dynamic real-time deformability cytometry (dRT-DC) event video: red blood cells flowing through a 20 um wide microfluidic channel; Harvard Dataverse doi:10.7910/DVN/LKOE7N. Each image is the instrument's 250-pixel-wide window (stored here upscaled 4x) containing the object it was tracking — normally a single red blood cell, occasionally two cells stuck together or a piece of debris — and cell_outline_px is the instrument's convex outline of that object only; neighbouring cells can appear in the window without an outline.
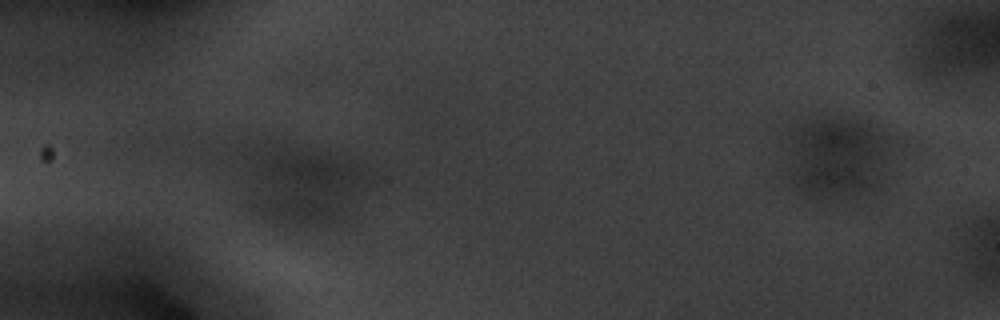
{"species": "common noctule bat (a hibernating species)", "species_latin": "Nyctalus noctula", "temperature_condition": "warm", "stored_images_in_passage": 12, "camera_frame_rate_fps": 3000, "um_per_image_px": 0.085, "animal": {"sex": "male", "body_mass_g": 20.1, "forearm_length_mm": 53.5}, "frame": {"image": 1, "passage_image": 9, "time_ms": 2.667, "image_size_px": [1000, 320], "cell_outline_px": [[344, 176], [328, 212], [312, 216], [276, 216], [260, 212], [252, 204], [260, 172], [272, 160], [280, 156], [316, 156], [336, 164], [340, 168]], "centroid_in_image_um": [25.28, 15.85], "position_along_channel_um": 59.7, "area_um2": 32.25}}
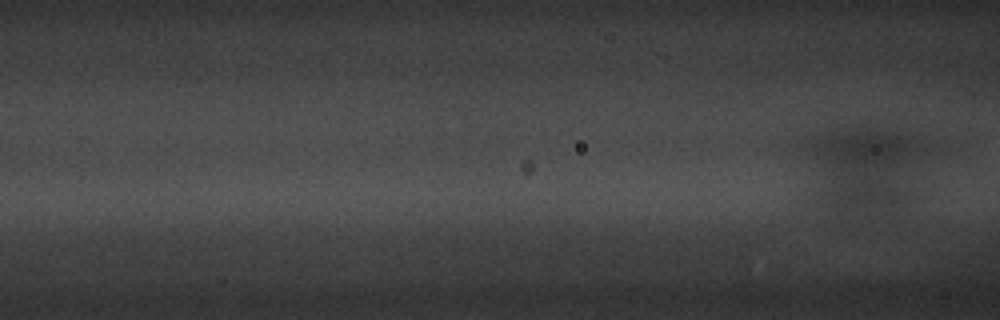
{"frame": {"image": 2, "passage_image": 12, "time_ms": 3.667, "image_size_px": [1000, 320], "cell_outline_px": [[900, 148], [896, 192], [892, 196], [884, 200], [864, 204], [852, 204], [844, 200], [820, 140], [828, 132], [852, 128], [884, 132], [892, 136], [896, 140]], "centroid_in_image_um": [73.37, 13.93], "position_along_channel_um": 93.2, "area_um2": 33.64}}